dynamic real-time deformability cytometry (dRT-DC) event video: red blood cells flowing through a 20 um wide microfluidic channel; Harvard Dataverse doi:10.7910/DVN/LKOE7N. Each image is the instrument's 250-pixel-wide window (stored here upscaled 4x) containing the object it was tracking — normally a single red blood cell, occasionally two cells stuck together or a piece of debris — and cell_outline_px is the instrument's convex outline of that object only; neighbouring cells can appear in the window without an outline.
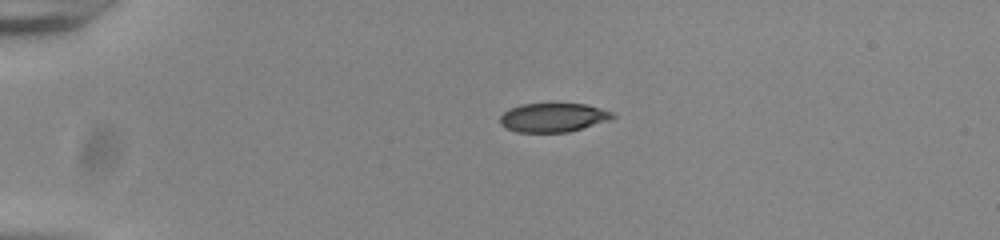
{"species": "common noctule bat (a hibernating species)", "species_latin": "Nyctalus noctula", "temperature_condition": "room temperature", "stored_images_in_passage": 42, "camera_frame_rate_fps": 3000, "um_per_image_px": 0.085, "animal": {"sex": "male", "body_mass_g": 20.0, "forearm_length_mm": 53.3}, "frame": {"image": 1, "passage_image": 1, "time_ms": 0.0, "image_size_px": [1000, 240], "cell_outline_px": [[616, 116], [608, 120], [568, 132], [516, 132], [500, 124], [500, 116], [504, 112], [520, 104], [584, 104], [600, 108], [612, 112]], "centroid_in_image_um": [47.0, 9.99], "position_along_channel_um": 38.0, "area_um2": 18.67}}
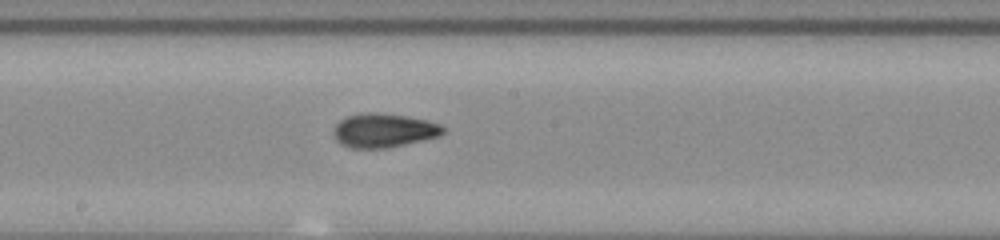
{"frame": {"image": 2, "passage_image": 19, "time_ms": 6.0, "image_size_px": [1000, 240], "cell_outline_px": [[448, 128], [440, 136], [424, 140], [384, 148], [352, 148], [340, 144], [336, 140], [332, 132], [332, 128], [340, 120], [348, 116], [364, 112], [372, 112], [408, 116], [428, 120], [440, 124]], "centroid_in_image_um": [32.63, 11.08], "position_along_channel_um": 215.6, "area_um2": 21.91}}
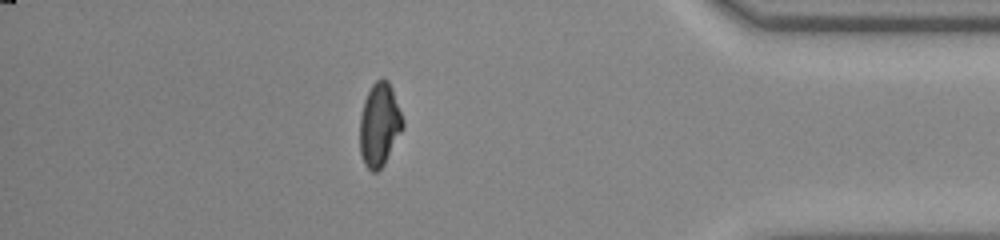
{"frame": {"image": 3, "passage_image": 36, "time_ms": 11.667, "image_size_px": [1000, 240], "cell_outline_px": [[404, 128], [384, 164], [376, 172], [372, 172], [364, 164], [360, 152], [360, 116], [364, 100], [372, 84], [376, 80], [388, 80], [392, 88], [404, 120]], "centroid_in_image_um": [32.26, 10.61], "position_along_channel_um": 402.9, "area_um2": 20.87}, "authors_computed_cell_mechanics": {"area_um2": 20.8369, "velocity_mm_per_s": 3.8451, "shape_relaxation_time_tau1_ms": 5.3825, "shape_relaxation_time_tau2_ms": 1.3495, "deformation_change_tau1": 0.1846, "deformation_change_tau2": 0.0553}}